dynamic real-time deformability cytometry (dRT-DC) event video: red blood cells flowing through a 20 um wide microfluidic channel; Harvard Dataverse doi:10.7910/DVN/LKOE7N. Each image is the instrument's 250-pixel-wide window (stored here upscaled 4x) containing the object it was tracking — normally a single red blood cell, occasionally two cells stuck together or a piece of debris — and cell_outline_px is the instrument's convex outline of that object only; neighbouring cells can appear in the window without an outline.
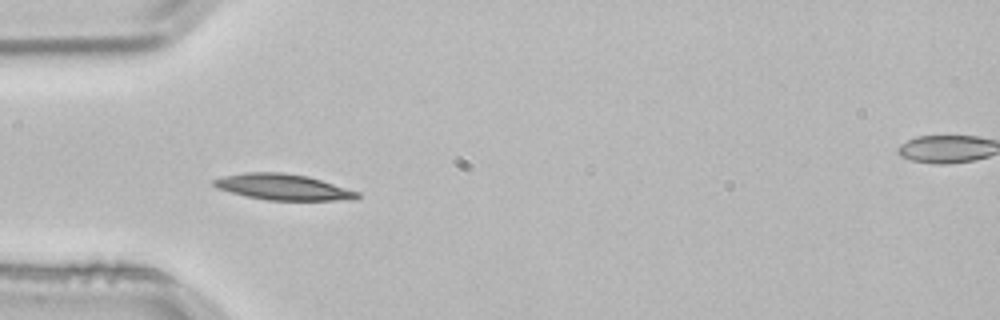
{"species": "common noctule bat (a hibernating species)", "species_latin": "Nyctalus noctula", "temperature_condition": "room temperature", "stored_images_in_passage": 2, "camera_frame_rate_fps": 3000, "um_per_image_px": 0.085, "animal": {"sex": "male", "body_mass_g": 21.5, "forearm_length_mm": 52.0}, "frame": {"image": 1, "passage_image": 2, "time_ms": 0.333, "image_size_px": [1000, 320], "cell_outline_px": [[360, 196], [356, 200], [268, 200], [248, 196], [216, 188], [212, 184], [212, 180], [224, 176], [244, 172], [280, 172], [308, 176], [360, 192]], "centroid_in_image_um": [24.09, 15.89], "position_along_channel_um": 60.9, "area_um2": 21.62}}